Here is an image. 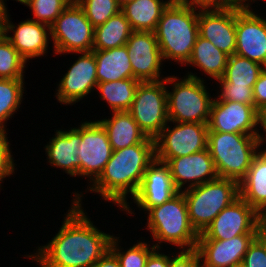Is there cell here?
<instances>
[{"instance_id": "48", "label": "cell", "mask_w": 266, "mask_h": 267, "mask_svg": "<svg viewBox=\"0 0 266 267\" xmlns=\"http://www.w3.org/2000/svg\"><path fill=\"white\" fill-rule=\"evenodd\" d=\"M133 0H117V2L122 6L125 3L131 2Z\"/></svg>"}, {"instance_id": "10", "label": "cell", "mask_w": 266, "mask_h": 267, "mask_svg": "<svg viewBox=\"0 0 266 267\" xmlns=\"http://www.w3.org/2000/svg\"><path fill=\"white\" fill-rule=\"evenodd\" d=\"M170 129L166 126L154 138L155 158L167 162L171 158L191 155L207 149L208 125L179 123Z\"/></svg>"}, {"instance_id": "30", "label": "cell", "mask_w": 266, "mask_h": 267, "mask_svg": "<svg viewBox=\"0 0 266 267\" xmlns=\"http://www.w3.org/2000/svg\"><path fill=\"white\" fill-rule=\"evenodd\" d=\"M264 68L255 61L234 54L229 56L225 73L221 79L224 82H230L233 86L253 88Z\"/></svg>"}, {"instance_id": "37", "label": "cell", "mask_w": 266, "mask_h": 267, "mask_svg": "<svg viewBox=\"0 0 266 267\" xmlns=\"http://www.w3.org/2000/svg\"><path fill=\"white\" fill-rule=\"evenodd\" d=\"M7 140L6 130L0 129V183L15 170V163L11 157L10 145Z\"/></svg>"}, {"instance_id": "41", "label": "cell", "mask_w": 266, "mask_h": 267, "mask_svg": "<svg viewBox=\"0 0 266 267\" xmlns=\"http://www.w3.org/2000/svg\"><path fill=\"white\" fill-rule=\"evenodd\" d=\"M252 90L254 106L261 114H263L266 111V68L260 73Z\"/></svg>"}, {"instance_id": "13", "label": "cell", "mask_w": 266, "mask_h": 267, "mask_svg": "<svg viewBox=\"0 0 266 267\" xmlns=\"http://www.w3.org/2000/svg\"><path fill=\"white\" fill-rule=\"evenodd\" d=\"M80 176L89 177L93 183L108 163L112 147L102 125L97 121L82 123V141L79 145ZM93 176V177H92Z\"/></svg>"}, {"instance_id": "50", "label": "cell", "mask_w": 266, "mask_h": 267, "mask_svg": "<svg viewBox=\"0 0 266 267\" xmlns=\"http://www.w3.org/2000/svg\"><path fill=\"white\" fill-rule=\"evenodd\" d=\"M0 11H7L6 6L2 5L1 2H0Z\"/></svg>"}, {"instance_id": "52", "label": "cell", "mask_w": 266, "mask_h": 267, "mask_svg": "<svg viewBox=\"0 0 266 267\" xmlns=\"http://www.w3.org/2000/svg\"><path fill=\"white\" fill-rule=\"evenodd\" d=\"M233 267H244V265L240 264V265H236V266H233Z\"/></svg>"}, {"instance_id": "14", "label": "cell", "mask_w": 266, "mask_h": 267, "mask_svg": "<svg viewBox=\"0 0 266 267\" xmlns=\"http://www.w3.org/2000/svg\"><path fill=\"white\" fill-rule=\"evenodd\" d=\"M235 54L266 68V20L237 3Z\"/></svg>"}, {"instance_id": "33", "label": "cell", "mask_w": 266, "mask_h": 267, "mask_svg": "<svg viewBox=\"0 0 266 267\" xmlns=\"http://www.w3.org/2000/svg\"><path fill=\"white\" fill-rule=\"evenodd\" d=\"M76 2L94 28L103 25L121 11V5L117 0H77Z\"/></svg>"}, {"instance_id": "43", "label": "cell", "mask_w": 266, "mask_h": 267, "mask_svg": "<svg viewBox=\"0 0 266 267\" xmlns=\"http://www.w3.org/2000/svg\"><path fill=\"white\" fill-rule=\"evenodd\" d=\"M92 267H120V263L109 249Z\"/></svg>"}, {"instance_id": "25", "label": "cell", "mask_w": 266, "mask_h": 267, "mask_svg": "<svg viewBox=\"0 0 266 267\" xmlns=\"http://www.w3.org/2000/svg\"><path fill=\"white\" fill-rule=\"evenodd\" d=\"M92 51L96 59L98 83L132 78V66L126 45Z\"/></svg>"}, {"instance_id": "45", "label": "cell", "mask_w": 266, "mask_h": 267, "mask_svg": "<svg viewBox=\"0 0 266 267\" xmlns=\"http://www.w3.org/2000/svg\"><path fill=\"white\" fill-rule=\"evenodd\" d=\"M8 11H0V39L5 36V19Z\"/></svg>"}, {"instance_id": "38", "label": "cell", "mask_w": 266, "mask_h": 267, "mask_svg": "<svg viewBox=\"0 0 266 267\" xmlns=\"http://www.w3.org/2000/svg\"><path fill=\"white\" fill-rule=\"evenodd\" d=\"M242 264L244 267H266L264 245L255 238L246 251Z\"/></svg>"}, {"instance_id": "34", "label": "cell", "mask_w": 266, "mask_h": 267, "mask_svg": "<svg viewBox=\"0 0 266 267\" xmlns=\"http://www.w3.org/2000/svg\"><path fill=\"white\" fill-rule=\"evenodd\" d=\"M118 245V238L112 235L109 249L116 255L120 267H145L149 255L156 249L154 245L149 249L147 243L139 242L121 252Z\"/></svg>"}, {"instance_id": "19", "label": "cell", "mask_w": 266, "mask_h": 267, "mask_svg": "<svg viewBox=\"0 0 266 267\" xmlns=\"http://www.w3.org/2000/svg\"><path fill=\"white\" fill-rule=\"evenodd\" d=\"M257 235H238L227 240L198 239L196 250L202 267H233L243 262L249 245Z\"/></svg>"}, {"instance_id": "27", "label": "cell", "mask_w": 266, "mask_h": 267, "mask_svg": "<svg viewBox=\"0 0 266 267\" xmlns=\"http://www.w3.org/2000/svg\"><path fill=\"white\" fill-rule=\"evenodd\" d=\"M229 55L215 47L209 40L198 35L190 60L187 64H192L203 70L213 79L222 78Z\"/></svg>"}, {"instance_id": "36", "label": "cell", "mask_w": 266, "mask_h": 267, "mask_svg": "<svg viewBox=\"0 0 266 267\" xmlns=\"http://www.w3.org/2000/svg\"><path fill=\"white\" fill-rule=\"evenodd\" d=\"M221 84V94L217 99L224 101L240 102L247 105H254L253 90L251 87L233 86L230 82L217 79Z\"/></svg>"}, {"instance_id": "46", "label": "cell", "mask_w": 266, "mask_h": 267, "mask_svg": "<svg viewBox=\"0 0 266 267\" xmlns=\"http://www.w3.org/2000/svg\"><path fill=\"white\" fill-rule=\"evenodd\" d=\"M261 127H263L262 129L266 133V111L262 114Z\"/></svg>"}, {"instance_id": "31", "label": "cell", "mask_w": 266, "mask_h": 267, "mask_svg": "<svg viewBox=\"0 0 266 267\" xmlns=\"http://www.w3.org/2000/svg\"><path fill=\"white\" fill-rule=\"evenodd\" d=\"M24 79H0V129L20 107L24 92Z\"/></svg>"}, {"instance_id": "2", "label": "cell", "mask_w": 266, "mask_h": 267, "mask_svg": "<svg viewBox=\"0 0 266 267\" xmlns=\"http://www.w3.org/2000/svg\"><path fill=\"white\" fill-rule=\"evenodd\" d=\"M154 160L155 142L150 137L140 144L112 151L103 172L88 189L132 214L126 195H136L145 170Z\"/></svg>"}, {"instance_id": "18", "label": "cell", "mask_w": 266, "mask_h": 267, "mask_svg": "<svg viewBox=\"0 0 266 267\" xmlns=\"http://www.w3.org/2000/svg\"><path fill=\"white\" fill-rule=\"evenodd\" d=\"M161 165V166H160ZM180 192L174 185L169 166L158 159L145 170L140 187L133 197L139 208H153L169 201Z\"/></svg>"}, {"instance_id": "44", "label": "cell", "mask_w": 266, "mask_h": 267, "mask_svg": "<svg viewBox=\"0 0 266 267\" xmlns=\"http://www.w3.org/2000/svg\"><path fill=\"white\" fill-rule=\"evenodd\" d=\"M256 238L264 245L266 252V220L259 226Z\"/></svg>"}, {"instance_id": "24", "label": "cell", "mask_w": 266, "mask_h": 267, "mask_svg": "<svg viewBox=\"0 0 266 267\" xmlns=\"http://www.w3.org/2000/svg\"><path fill=\"white\" fill-rule=\"evenodd\" d=\"M98 122L106 131L113 151L140 144L148 138L128 111L113 112L111 119Z\"/></svg>"}, {"instance_id": "40", "label": "cell", "mask_w": 266, "mask_h": 267, "mask_svg": "<svg viewBox=\"0 0 266 267\" xmlns=\"http://www.w3.org/2000/svg\"><path fill=\"white\" fill-rule=\"evenodd\" d=\"M172 2L198 10L221 9L234 3L232 0H172Z\"/></svg>"}, {"instance_id": "8", "label": "cell", "mask_w": 266, "mask_h": 267, "mask_svg": "<svg viewBox=\"0 0 266 267\" xmlns=\"http://www.w3.org/2000/svg\"><path fill=\"white\" fill-rule=\"evenodd\" d=\"M164 79V80H163ZM166 77L140 82L128 112L147 137L155 138L169 122Z\"/></svg>"}, {"instance_id": "26", "label": "cell", "mask_w": 266, "mask_h": 267, "mask_svg": "<svg viewBox=\"0 0 266 267\" xmlns=\"http://www.w3.org/2000/svg\"><path fill=\"white\" fill-rule=\"evenodd\" d=\"M172 0H133L121 6L132 31L155 32L163 10Z\"/></svg>"}, {"instance_id": "49", "label": "cell", "mask_w": 266, "mask_h": 267, "mask_svg": "<svg viewBox=\"0 0 266 267\" xmlns=\"http://www.w3.org/2000/svg\"><path fill=\"white\" fill-rule=\"evenodd\" d=\"M16 1H19L20 3L24 4L26 0H16ZM0 2L2 3V5L5 6L4 0H0Z\"/></svg>"}, {"instance_id": "7", "label": "cell", "mask_w": 266, "mask_h": 267, "mask_svg": "<svg viewBox=\"0 0 266 267\" xmlns=\"http://www.w3.org/2000/svg\"><path fill=\"white\" fill-rule=\"evenodd\" d=\"M176 80L174 76L166 77V84L174 83L173 92L167 90L169 122L208 124L213 99L203 79L190 73L183 80Z\"/></svg>"}, {"instance_id": "29", "label": "cell", "mask_w": 266, "mask_h": 267, "mask_svg": "<svg viewBox=\"0 0 266 267\" xmlns=\"http://www.w3.org/2000/svg\"><path fill=\"white\" fill-rule=\"evenodd\" d=\"M140 81L135 78L98 83L96 88L103 100L109 103L112 112L128 111Z\"/></svg>"}, {"instance_id": "11", "label": "cell", "mask_w": 266, "mask_h": 267, "mask_svg": "<svg viewBox=\"0 0 266 267\" xmlns=\"http://www.w3.org/2000/svg\"><path fill=\"white\" fill-rule=\"evenodd\" d=\"M264 221L265 218L239 196L213 219L198 239L227 240L238 235H257Z\"/></svg>"}, {"instance_id": "1", "label": "cell", "mask_w": 266, "mask_h": 267, "mask_svg": "<svg viewBox=\"0 0 266 267\" xmlns=\"http://www.w3.org/2000/svg\"><path fill=\"white\" fill-rule=\"evenodd\" d=\"M75 194L58 233L38 253L28 255L41 267H92L108 250L112 236L98 230L81 208Z\"/></svg>"}, {"instance_id": "42", "label": "cell", "mask_w": 266, "mask_h": 267, "mask_svg": "<svg viewBox=\"0 0 266 267\" xmlns=\"http://www.w3.org/2000/svg\"><path fill=\"white\" fill-rule=\"evenodd\" d=\"M170 256L159 253L157 248L149 255L145 267H169Z\"/></svg>"}, {"instance_id": "4", "label": "cell", "mask_w": 266, "mask_h": 267, "mask_svg": "<svg viewBox=\"0 0 266 267\" xmlns=\"http://www.w3.org/2000/svg\"><path fill=\"white\" fill-rule=\"evenodd\" d=\"M263 136L208 132L207 149L213 159L218 178L238 183L246 176L256 151L265 141Z\"/></svg>"}, {"instance_id": "47", "label": "cell", "mask_w": 266, "mask_h": 267, "mask_svg": "<svg viewBox=\"0 0 266 267\" xmlns=\"http://www.w3.org/2000/svg\"><path fill=\"white\" fill-rule=\"evenodd\" d=\"M246 1H249V0H240V6L242 7H250V4L249 3H246ZM253 2L255 0H252Z\"/></svg>"}, {"instance_id": "15", "label": "cell", "mask_w": 266, "mask_h": 267, "mask_svg": "<svg viewBox=\"0 0 266 267\" xmlns=\"http://www.w3.org/2000/svg\"><path fill=\"white\" fill-rule=\"evenodd\" d=\"M132 78L140 82L159 81L162 55L155 32L132 31L127 43Z\"/></svg>"}, {"instance_id": "22", "label": "cell", "mask_w": 266, "mask_h": 267, "mask_svg": "<svg viewBox=\"0 0 266 267\" xmlns=\"http://www.w3.org/2000/svg\"><path fill=\"white\" fill-rule=\"evenodd\" d=\"M82 141V123L79 128L69 131L57 130L56 134L45 146L48 162L60 167L70 176H80L79 145Z\"/></svg>"}, {"instance_id": "39", "label": "cell", "mask_w": 266, "mask_h": 267, "mask_svg": "<svg viewBox=\"0 0 266 267\" xmlns=\"http://www.w3.org/2000/svg\"><path fill=\"white\" fill-rule=\"evenodd\" d=\"M201 259L196 249L183 250L178 255L170 257L169 267H202Z\"/></svg>"}, {"instance_id": "32", "label": "cell", "mask_w": 266, "mask_h": 267, "mask_svg": "<svg viewBox=\"0 0 266 267\" xmlns=\"http://www.w3.org/2000/svg\"><path fill=\"white\" fill-rule=\"evenodd\" d=\"M26 62L6 36L0 39V79H24Z\"/></svg>"}, {"instance_id": "5", "label": "cell", "mask_w": 266, "mask_h": 267, "mask_svg": "<svg viewBox=\"0 0 266 267\" xmlns=\"http://www.w3.org/2000/svg\"><path fill=\"white\" fill-rule=\"evenodd\" d=\"M148 229L158 241L154 246L160 250V243H172L182 250L196 249L199 234L192 227L188 207L182 192H178L162 205L149 208Z\"/></svg>"}, {"instance_id": "51", "label": "cell", "mask_w": 266, "mask_h": 267, "mask_svg": "<svg viewBox=\"0 0 266 267\" xmlns=\"http://www.w3.org/2000/svg\"><path fill=\"white\" fill-rule=\"evenodd\" d=\"M234 3H237L238 5H240V0H232Z\"/></svg>"}, {"instance_id": "6", "label": "cell", "mask_w": 266, "mask_h": 267, "mask_svg": "<svg viewBox=\"0 0 266 267\" xmlns=\"http://www.w3.org/2000/svg\"><path fill=\"white\" fill-rule=\"evenodd\" d=\"M181 192L187 203L190 223L201 234L225 207L239 197V183L233 179L217 178Z\"/></svg>"}, {"instance_id": "21", "label": "cell", "mask_w": 266, "mask_h": 267, "mask_svg": "<svg viewBox=\"0 0 266 267\" xmlns=\"http://www.w3.org/2000/svg\"><path fill=\"white\" fill-rule=\"evenodd\" d=\"M9 31L14 32L12 37L8 35ZM48 31L50 34L49 25L30 19L15 26L9 20L8 13L6 15L5 36L26 61L46 53L49 44Z\"/></svg>"}, {"instance_id": "35", "label": "cell", "mask_w": 266, "mask_h": 267, "mask_svg": "<svg viewBox=\"0 0 266 267\" xmlns=\"http://www.w3.org/2000/svg\"><path fill=\"white\" fill-rule=\"evenodd\" d=\"M71 2V0H26L24 4L33 11L34 18L31 20L51 26Z\"/></svg>"}, {"instance_id": "9", "label": "cell", "mask_w": 266, "mask_h": 267, "mask_svg": "<svg viewBox=\"0 0 266 267\" xmlns=\"http://www.w3.org/2000/svg\"><path fill=\"white\" fill-rule=\"evenodd\" d=\"M55 54L92 51L94 26L77 2H71L50 26Z\"/></svg>"}, {"instance_id": "23", "label": "cell", "mask_w": 266, "mask_h": 267, "mask_svg": "<svg viewBox=\"0 0 266 267\" xmlns=\"http://www.w3.org/2000/svg\"><path fill=\"white\" fill-rule=\"evenodd\" d=\"M239 196L266 220V150L258 152L239 182Z\"/></svg>"}, {"instance_id": "17", "label": "cell", "mask_w": 266, "mask_h": 267, "mask_svg": "<svg viewBox=\"0 0 266 267\" xmlns=\"http://www.w3.org/2000/svg\"><path fill=\"white\" fill-rule=\"evenodd\" d=\"M80 53L81 56L58 84L56 98L59 103L71 105L78 102L91 93V90L98 84L97 65L93 51Z\"/></svg>"}, {"instance_id": "3", "label": "cell", "mask_w": 266, "mask_h": 267, "mask_svg": "<svg viewBox=\"0 0 266 267\" xmlns=\"http://www.w3.org/2000/svg\"><path fill=\"white\" fill-rule=\"evenodd\" d=\"M198 9L174 2L163 10L155 30L162 59L181 64L190 60L198 33Z\"/></svg>"}, {"instance_id": "20", "label": "cell", "mask_w": 266, "mask_h": 267, "mask_svg": "<svg viewBox=\"0 0 266 267\" xmlns=\"http://www.w3.org/2000/svg\"><path fill=\"white\" fill-rule=\"evenodd\" d=\"M166 164L169 166L174 185L180 192L187 182H190L188 188H191L218 178L208 149L191 155L171 158Z\"/></svg>"}, {"instance_id": "12", "label": "cell", "mask_w": 266, "mask_h": 267, "mask_svg": "<svg viewBox=\"0 0 266 267\" xmlns=\"http://www.w3.org/2000/svg\"><path fill=\"white\" fill-rule=\"evenodd\" d=\"M261 118L262 114L254 105L214 99L207 124L208 132L262 136L256 130V125L261 126Z\"/></svg>"}, {"instance_id": "28", "label": "cell", "mask_w": 266, "mask_h": 267, "mask_svg": "<svg viewBox=\"0 0 266 267\" xmlns=\"http://www.w3.org/2000/svg\"><path fill=\"white\" fill-rule=\"evenodd\" d=\"M132 29L126 16L120 11L109 18L103 25L94 28L92 50H107L124 46Z\"/></svg>"}, {"instance_id": "16", "label": "cell", "mask_w": 266, "mask_h": 267, "mask_svg": "<svg viewBox=\"0 0 266 267\" xmlns=\"http://www.w3.org/2000/svg\"><path fill=\"white\" fill-rule=\"evenodd\" d=\"M198 33L231 56L236 51V3L221 9L198 11Z\"/></svg>"}]
</instances>
